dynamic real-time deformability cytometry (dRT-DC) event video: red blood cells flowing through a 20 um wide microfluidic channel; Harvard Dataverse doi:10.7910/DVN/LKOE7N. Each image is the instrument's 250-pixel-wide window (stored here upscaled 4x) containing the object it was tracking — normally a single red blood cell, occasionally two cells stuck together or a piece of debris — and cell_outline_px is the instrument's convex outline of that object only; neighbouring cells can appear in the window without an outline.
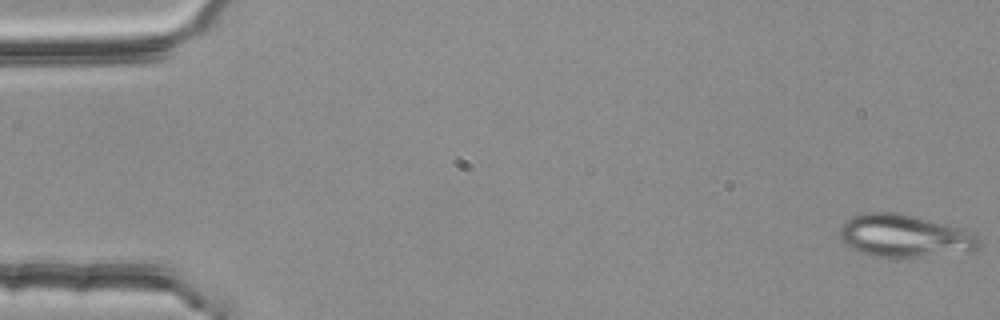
{"species": "common noctule bat (a hibernating species)", "species_latin": "Nyctalus noctula", "temperature_condition": "room temperature", "stored_images_in_passage": 2, "camera_frame_rate_fps": 3000, "um_per_image_px": 0.085, "animal": {"sex": "female", "body_mass_g": 25.1}, "frame": {"image": 1, "passage_image": 2, "time_ms": 0.333, "image_size_px": [1000, 320], "cell_outline_px": [[980, 248], [976, 252], [924, 256], [872, 256], [860, 252], [852, 248], [840, 236], [840, 228], [852, 216], [864, 212], [900, 212], [916, 216], [956, 228], [976, 236], [980, 240]], "centroid_in_image_um": [76.9, 20.05], "position_along_channel_um": 8.1, "area_um2": 34.04}}